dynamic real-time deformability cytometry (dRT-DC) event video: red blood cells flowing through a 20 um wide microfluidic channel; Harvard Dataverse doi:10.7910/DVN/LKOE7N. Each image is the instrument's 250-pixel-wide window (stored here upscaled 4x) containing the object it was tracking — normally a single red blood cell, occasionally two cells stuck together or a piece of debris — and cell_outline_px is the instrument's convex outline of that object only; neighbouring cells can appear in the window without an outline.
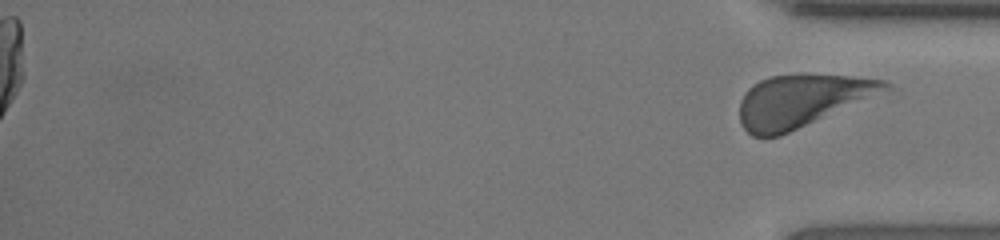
{"species": "human", "species_latin": "Homo sapiens", "temperature_condition": "room temperature", "stored_images_in_passage": 36, "segment_of_instrument_passage": [2, 2], "camera_frame_rate_fps": 3000, "um_per_image_px": 0.085, "donor": {"sex": "female"}, "frame": {"image": 1, "passage_image": 36, "time_ms": 11.667, "image_size_px": [1000, 240], "cell_outline_px": [[892, 88], [780, 136], [752, 136], [740, 124], [740, 100], [744, 92], [752, 84], [760, 80], [772, 76], [804, 72], [852, 76], [888, 80], [892, 84]], "centroid_in_image_um": [68.13, 8.52], "position_along_channel_um": 367.1, "area_um2": 44.62}}